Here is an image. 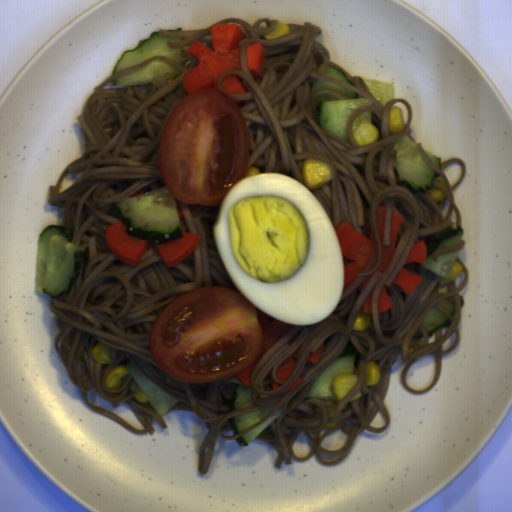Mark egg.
<instances>
[{
    "label": "egg",
    "mask_w": 512,
    "mask_h": 512,
    "mask_svg": "<svg viewBox=\"0 0 512 512\" xmlns=\"http://www.w3.org/2000/svg\"><path fill=\"white\" fill-rule=\"evenodd\" d=\"M215 247L237 291L293 326H313L341 302L345 256L315 193L275 172L227 189L212 226Z\"/></svg>",
    "instance_id": "d2b9013d"
}]
</instances>
